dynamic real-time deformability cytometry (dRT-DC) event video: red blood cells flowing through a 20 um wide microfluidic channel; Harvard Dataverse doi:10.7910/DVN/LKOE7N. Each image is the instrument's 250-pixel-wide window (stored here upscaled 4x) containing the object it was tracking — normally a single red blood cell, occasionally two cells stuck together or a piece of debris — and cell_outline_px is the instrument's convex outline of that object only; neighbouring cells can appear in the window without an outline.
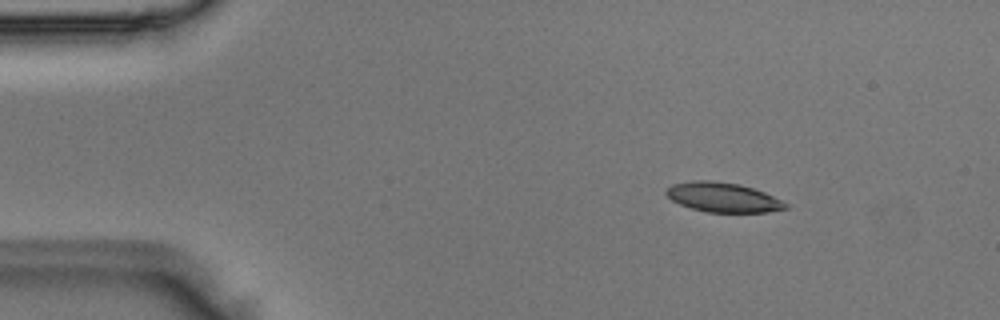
{"species": "Egyptian fruit bat (a non-hibernating species)", "species_latin": "Rousettus aegyptiacus", "temperature_condition": "room temperature", "stored_images_in_passage": 3, "camera_frame_rate_fps": 3000, "um_per_image_px": 0.085, "animal": {"sex": "male"}, "frame": {"image": 1, "passage_image": 1, "time_ms": 0.0, "image_size_px": [1000, 320], "cell_outline_px": [[788, 208], [768, 212], [708, 212], [692, 208], [680, 204], [672, 200], [664, 192], [672, 184], [692, 180], [712, 180], [740, 184], [764, 192], [788, 204]], "centroid_in_image_um": [61.44, 16.76], "position_along_channel_um": 23.6, "area_um2": 20.46}}
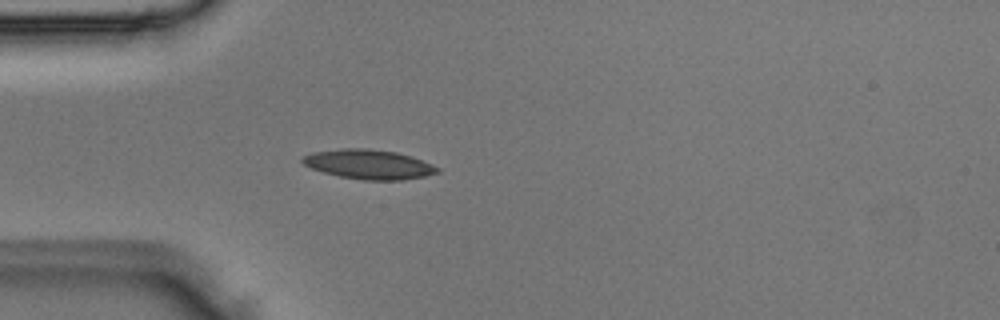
{"frame": {"image": 2, "passage_image": 3, "time_ms": 0.667, "image_size_px": [1000, 320], "cell_outline_px": [[440, 172], [424, 176], [404, 180], [364, 180], [340, 176], [324, 172], [312, 168], [304, 164], [300, 160], [304, 156], [312, 152], [340, 148], [368, 148], [396, 152], [412, 156], [432, 164], [440, 168]], "centroid_in_image_um": [31.37, 13.96], "position_along_channel_um": 53.6, "area_um2": 23.24}}